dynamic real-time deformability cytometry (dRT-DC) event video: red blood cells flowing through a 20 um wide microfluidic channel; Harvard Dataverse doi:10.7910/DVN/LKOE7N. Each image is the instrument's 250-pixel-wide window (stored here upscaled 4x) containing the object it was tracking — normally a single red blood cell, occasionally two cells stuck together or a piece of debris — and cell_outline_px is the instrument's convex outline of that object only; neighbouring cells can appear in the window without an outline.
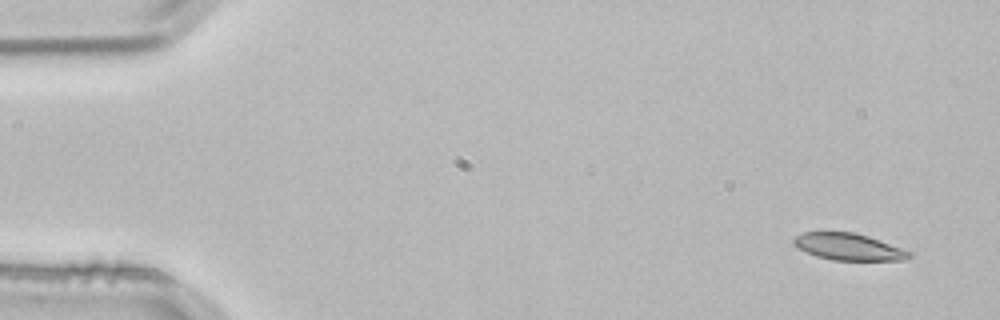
{"species": "common noctule bat (a hibernating species)", "species_latin": "Nyctalus noctula", "temperature_condition": "room temperature", "stored_images_in_passage": 4, "camera_frame_rate_fps": 3000, "um_per_image_px": 0.085, "animal": {"sex": "male", "body_mass_g": 21.5, "forearm_length_mm": 52.0}, "frame": {"image": 1, "passage_image": 1, "time_ms": 0.0, "image_size_px": [1000, 320], "cell_outline_px": [[912, 256], [904, 260], [832, 260], [816, 256], [792, 244], [792, 240], [796, 236], [804, 232], [852, 232], [868, 236], [912, 252]], "centroid_in_image_um": [72.13, 20.98], "position_along_channel_um": 12.9, "area_um2": 17.86}}
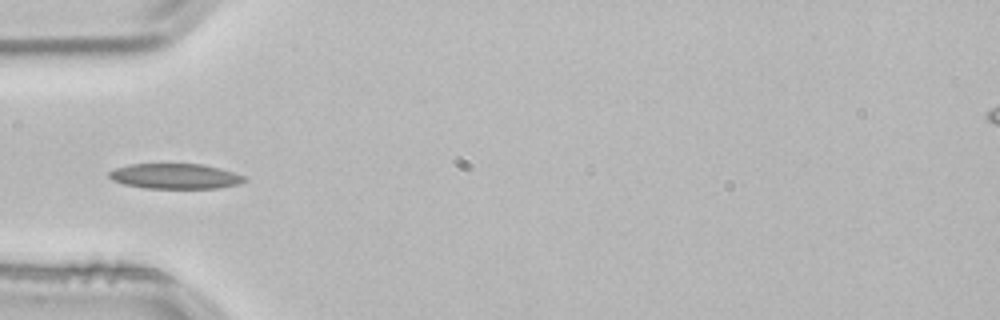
{"frame": {"image": 2, "passage_image": 4, "time_ms": 1.0, "image_size_px": [1000, 320], "cell_outline_px": [[248, 180], [240, 184], [216, 188], [144, 188], [124, 184], [112, 180], [108, 176], [108, 172], [116, 168], [128, 164], [200, 164], [220, 168], [244, 176]], "centroid_in_image_um": [14.88, 14.98], "position_along_channel_um": 70.1, "area_um2": 19.88}}